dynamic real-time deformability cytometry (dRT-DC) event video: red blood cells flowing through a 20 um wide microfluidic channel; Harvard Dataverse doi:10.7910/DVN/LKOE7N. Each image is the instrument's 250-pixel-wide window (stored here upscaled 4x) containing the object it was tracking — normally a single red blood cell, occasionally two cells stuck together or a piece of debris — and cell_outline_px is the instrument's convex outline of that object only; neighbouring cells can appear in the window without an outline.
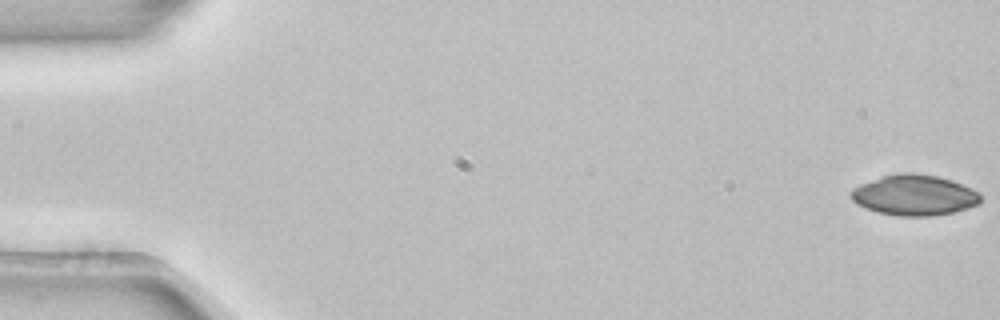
{"species": "common noctule bat (a hibernating species)", "species_latin": "Nyctalus noctula", "temperature_condition": "room temperature", "stored_images_in_passage": 53, "camera_frame_rate_fps": 3000, "um_per_image_px": 0.085, "animal": {"sex": "female", "body_mass_g": 22.7, "forearm_length_mm": 54.2}, "frame": {"image": 1, "passage_image": 1, "time_ms": 0.0, "image_size_px": [1000, 320], "cell_outline_px": [[980, 204], [968, 208], [952, 212], [932, 216], [900, 216], [876, 212], [856, 204], [852, 200], [848, 192], [852, 188], [860, 184], [880, 176], [900, 172], [916, 172], [936, 176], [952, 180], [972, 188], [980, 192]], "centroid_in_image_um": [77.69, 16.57], "position_along_channel_um": 7.3, "area_um2": 31.1}}
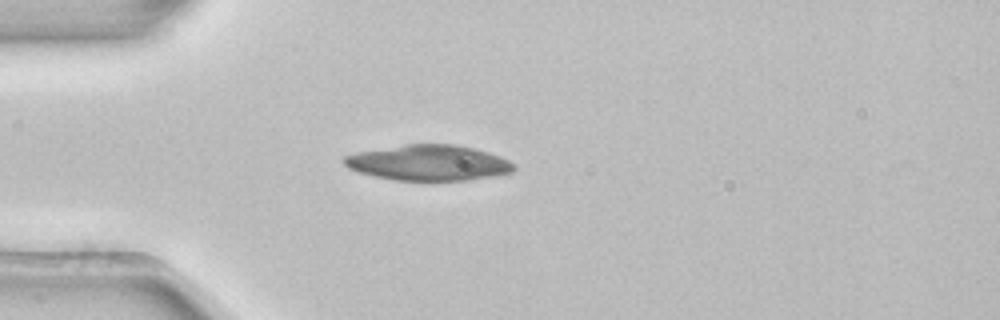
{"frame": {"image": 2, "passage_image": 15, "time_ms": 4.667, "image_size_px": [1000, 320], "cell_outline_px": [[516, 168], [512, 172], [492, 176], [464, 180], [392, 180], [360, 172], [348, 168], [340, 160], [344, 156], [356, 152], [404, 144], [456, 144], [488, 152], [500, 156], [516, 164]], "centroid_in_image_um": [36.41, 13.82], "position_along_channel_um": 48.6, "area_um2": 35.2}}